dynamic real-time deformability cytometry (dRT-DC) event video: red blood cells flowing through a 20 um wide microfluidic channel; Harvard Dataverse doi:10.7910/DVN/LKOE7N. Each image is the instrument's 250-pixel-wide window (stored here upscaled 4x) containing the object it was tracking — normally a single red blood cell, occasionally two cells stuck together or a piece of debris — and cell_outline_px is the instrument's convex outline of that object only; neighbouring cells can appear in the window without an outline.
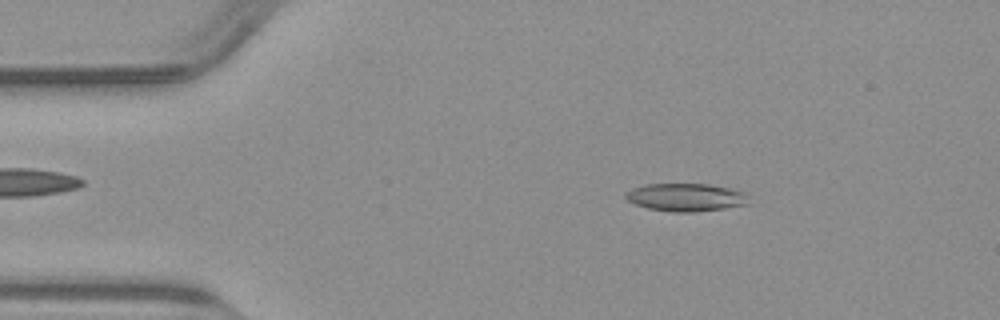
{"species": "common noctule bat (a hibernating species)", "species_latin": "Nyctalus noctula", "temperature_condition": "warm", "stored_images_in_passage": 49, "camera_frame_rate_fps": 3000, "um_per_image_px": 0.085, "animal": {"sex": "male", "body_mass_g": 23.1, "forearm_length_mm": 52.7}, "frame": {"image": 1, "passage_image": 7, "time_ms": 2.0, "image_size_px": [1000, 320], "cell_outline_px": [[752, 204], [696, 212], [672, 212], [648, 208], [636, 204], [628, 200], [624, 196], [624, 192], [632, 188], [644, 184], [708, 184], [732, 188], [748, 192]], "centroid_in_image_um": [58.38, 16.76], "position_along_channel_um": 26.6, "area_um2": 20.46}}
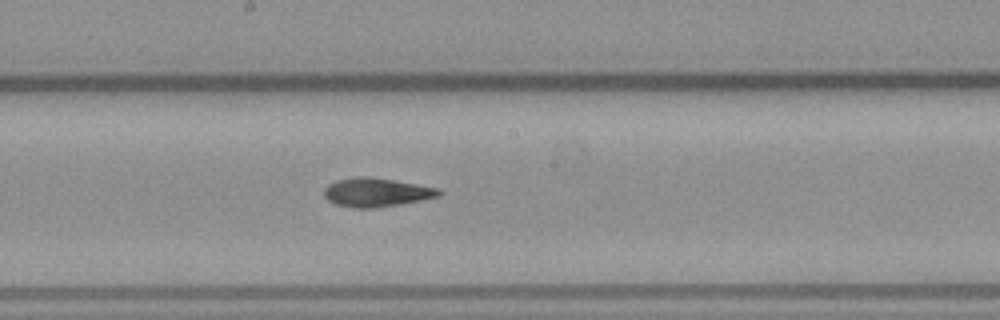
{"frame": {"image": 2, "passage_image": 25, "time_ms": 8.0, "image_size_px": [1000, 320], "cell_outline_px": [[444, 192], [440, 196], [400, 204], [376, 208], [352, 208], [336, 204], [328, 200], [324, 196], [324, 188], [328, 184], [336, 180], [352, 176], [372, 176], [440, 188]], "centroid_in_image_um": [31.99, 16.33], "position_along_channel_um": 216.2, "area_um2": 19.59}}
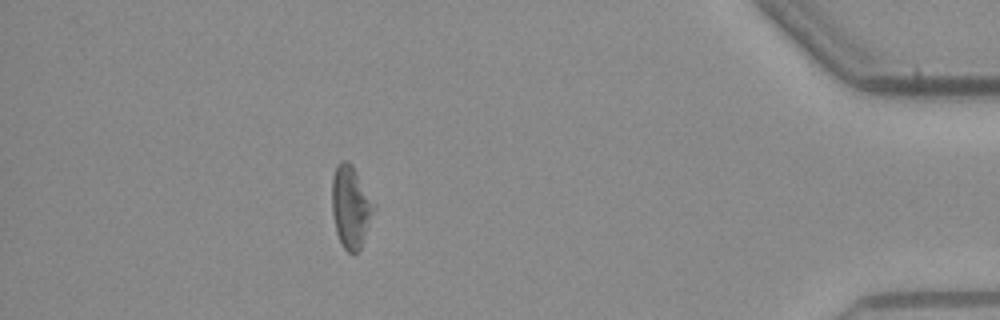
{"frame": {"image": 3, "passage_image": 43, "time_ms": 14.0, "image_size_px": [1000, 320], "cell_outline_px": [[376, 208], [360, 248], [356, 252], [348, 252], [344, 248], [336, 232], [332, 212], [332, 180], [336, 164], [340, 160], [348, 160], [352, 164]], "centroid_in_image_um": [29.79, 17.55], "position_along_channel_um": 405.4, "area_um2": 19.83}}